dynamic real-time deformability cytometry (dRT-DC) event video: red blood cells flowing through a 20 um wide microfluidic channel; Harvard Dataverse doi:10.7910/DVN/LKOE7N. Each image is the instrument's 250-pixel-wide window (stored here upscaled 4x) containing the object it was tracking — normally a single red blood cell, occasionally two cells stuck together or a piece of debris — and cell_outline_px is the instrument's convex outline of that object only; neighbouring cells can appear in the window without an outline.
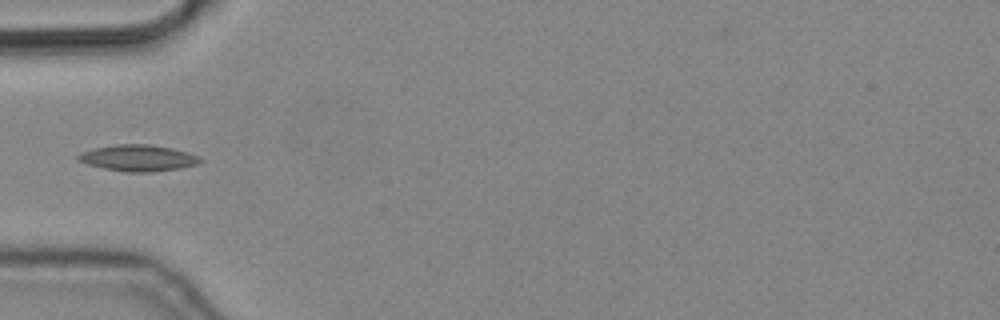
{"species": "common noctule bat (a hibernating species)", "species_latin": "Nyctalus noctula", "temperature_condition": "cold", "stored_images_in_passage": 6, "segment_of_instrument_passage": [2, 2], "camera_frame_rate_fps": 3000, "um_per_image_px": 0.085, "animal": {"sex": "male", "body_mass_g": 19.2, "forearm_length_mm": 51.8}, "frame": {"image": 1, "passage_image": 6, "time_ms": 1.667, "image_size_px": [1000, 320], "cell_outline_px": [[204, 160], [196, 164], [180, 168], [148, 172], [128, 172], [104, 168], [88, 164], [76, 160], [76, 156], [80, 152], [96, 148], [116, 144], [148, 144], [172, 148], [188, 152], [200, 156]], "centroid_in_image_um": [11.74, 13.42], "position_along_channel_um": 73.3, "area_um2": 18.67}}